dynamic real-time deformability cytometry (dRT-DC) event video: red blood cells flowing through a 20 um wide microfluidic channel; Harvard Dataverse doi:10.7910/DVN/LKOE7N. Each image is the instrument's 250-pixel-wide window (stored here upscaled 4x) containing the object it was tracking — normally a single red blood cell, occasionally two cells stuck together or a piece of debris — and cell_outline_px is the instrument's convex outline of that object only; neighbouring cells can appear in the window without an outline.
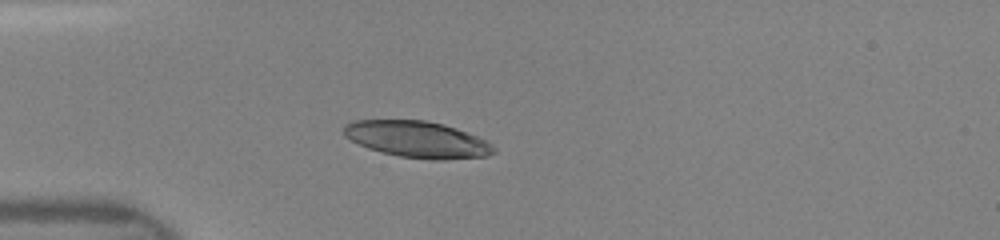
{"species": "human", "species_latin": "Homo sapiens", "temperature_condition": "room temperature", "stored_images_in_passage": 14, "camera_frame_rate_fps": 3000, "um_per_image_px": 0.085, "donor": {"sex": "female"}, "frame": {"image": 1, "passage_image": 1, "time_ms": 0.0, "image_size_px": [1000, 240], "cell_outline_px": [[496, 152], [488, 156], [444, 160], [432, 160], [400, 156], [368, 148], [344, 136], [344, 124], [356, 120], [424, 120], [444, 124], [456, 128], [488, 140], [496, 148]], "centroid_in_image_um": [35.53, 11.85], "position_along_channel_um": 49.5, "area_um2": 31.91}}
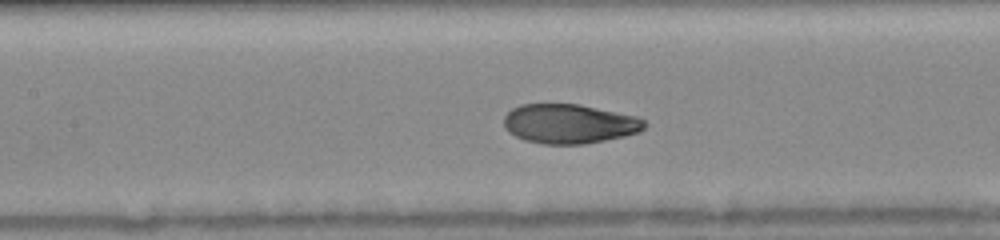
{"frame": {"image": 2, "passage_image": 8, "time_ms": 3.0, "image_size_px": [1000, 240], "cell_outline_px": [[648, 124], [640, 132], [624, 136], [584, 144], [544, 144], [524, 140], [508, 132], [504, 128], [504, 116], [512, 108], [520, 104], [580, 104], [636, 116], [644, 120]], "centroid_in_image_um": [48.38, 10.52], "position_along_channel_um": 159.0, "area_um2": 32.43}}
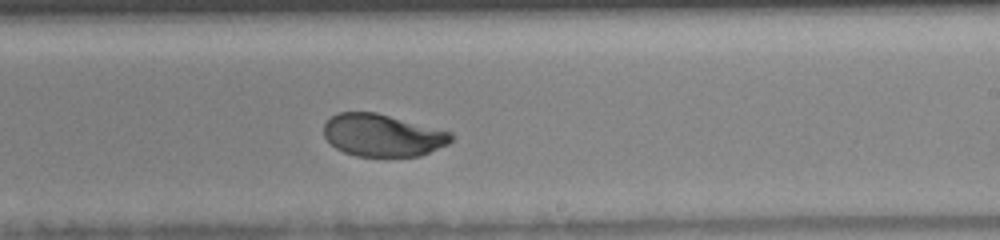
{"frame": {"image": 3, "passage_image": 14, "time_ms": 5.333, "image_size_px": [1000, 240], "cell_outline_px": [[456, 136], [448, 144], [420, 156], [356, 156], [344, 152], [336, 148], [324, 136], [324, 124], [336, 112], [376, 112], [452, 132]], "centroid_in_image_um": [32.53, 11.49], "position_along_channel_um": 256.5, "area_um2": 31.44}}